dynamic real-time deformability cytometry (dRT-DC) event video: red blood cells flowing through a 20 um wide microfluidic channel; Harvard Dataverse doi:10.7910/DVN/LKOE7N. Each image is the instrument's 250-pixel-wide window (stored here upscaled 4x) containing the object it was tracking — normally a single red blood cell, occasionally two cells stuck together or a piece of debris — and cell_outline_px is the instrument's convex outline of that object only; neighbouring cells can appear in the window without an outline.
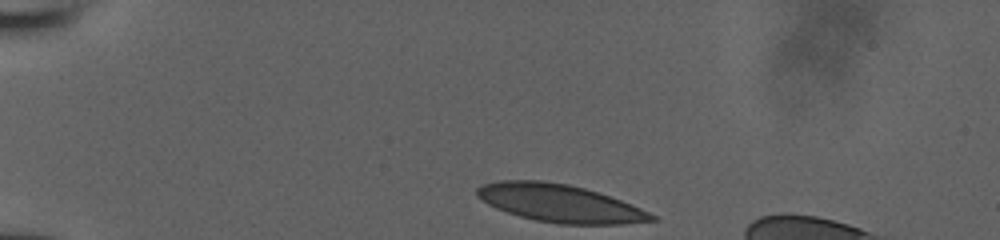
{"species": "human", "species_latin": "Homo sapiens", "temperature_condition": "room temperature", "stored_images_in_passage": 34, "camera_frame_rate_fps": 3000, "um_per_image_px": 0.085, "donor": {"sex": "male"}, "frame": {"image": 1, "passage_image": 1, "time_ms": 0.0, "image_size_px": [1000, 240], "cell_outline_px": [[660, 220], [620, 224], [560, 224], [536, 220], [520, 216], [496, 208], [480, 200], [476, 196], [476, 188], [484, 184], [500, 180], [540, 180], [568, 184], [584, 188], [620, 200], [640, 208], [656, 216]], "centroid_in_image_um": [47.55, 17.27], "position_along_channel_um": 37.4, "area_um2": 38.15}}
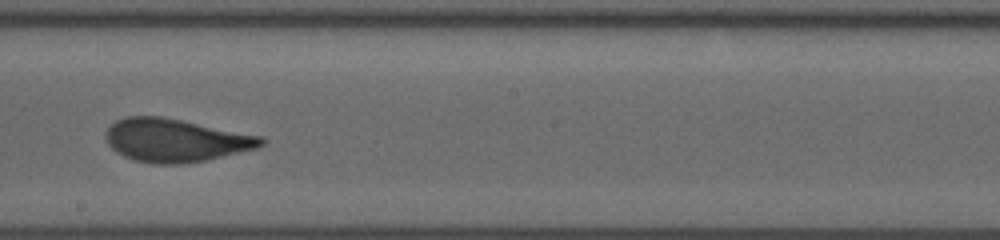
{"frame": {"image": 2, "passage_image": 20, "time_ms": 6.333, "image_size_px": [1000, 240], "cell_outline_px": [[268, 140], [264, 144], [256, 148], [208, 160], [188, 164], [152, 164], [132, 160], [116, 152], [108, 144], [104, 136], [104, 132], [116, 120], [124, 116], [164, 116], [264, 136]], "centroid_in_image_um": [14.93, 11.92], "position_along_channel_um": 233.3, "area_um2": 39.77}}
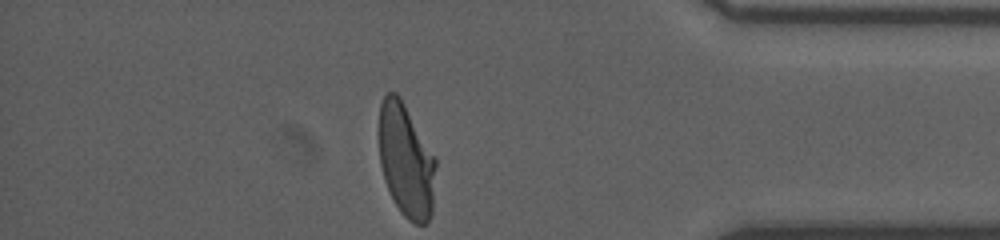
{"frame": {"image": 3, "passage_image": 34, "time_ms": 11.0, "image_size_px": [1000, 240], "cell_outline_px": [[436, 164], [432, 212], [428, 220], [424, 224], [416, 224], [408, 220], [400, 212], [384, 180], [380, 164], [380, 104], [384, 96], [388, 92], [396, 92], [400, 96], [436, 156]], "centroid_in_image_um": [34.54, 13.64], "position_along_channel_um": 400.7, "area_um2": 37.57}}